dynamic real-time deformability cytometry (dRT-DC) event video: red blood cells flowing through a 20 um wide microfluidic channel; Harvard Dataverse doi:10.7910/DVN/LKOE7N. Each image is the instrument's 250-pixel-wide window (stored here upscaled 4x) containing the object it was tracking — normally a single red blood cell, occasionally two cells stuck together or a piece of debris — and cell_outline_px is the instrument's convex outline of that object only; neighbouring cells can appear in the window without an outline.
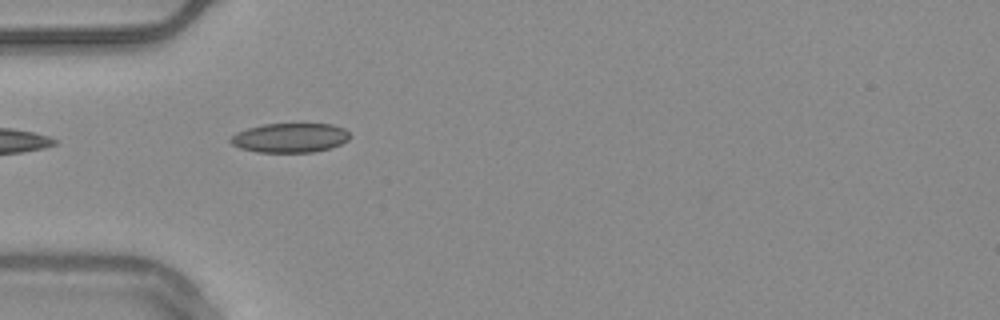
{"species": "common noctule bat (a hibernating species)", "species_latin": "Nyctalus noctula", "temperature_condition": "warm", "stored_images_in_passage": 3, "camera_frame_rate_fps": 3000, "um_per_image_px": 0.085, "animal": {"sex": "male", "body_mass_g": 20.4}, "frame": {"image": 1, "passage_image": 1, "time_ms": 0.0, "image_size_px": [1000, 320], "cell_outline_px": [[352, 136], [348, 140], [332, 148], [312, 152], [256, 152], [240, 148], [232, 144], [228, 140], [236, 132], [248, 128], [264, 124], [332, 124], [344, 128]], "centroid_in_image_um": [24.66, 11.71], "position_along_channel_um": 60.3, "area_um2": 20.52}}